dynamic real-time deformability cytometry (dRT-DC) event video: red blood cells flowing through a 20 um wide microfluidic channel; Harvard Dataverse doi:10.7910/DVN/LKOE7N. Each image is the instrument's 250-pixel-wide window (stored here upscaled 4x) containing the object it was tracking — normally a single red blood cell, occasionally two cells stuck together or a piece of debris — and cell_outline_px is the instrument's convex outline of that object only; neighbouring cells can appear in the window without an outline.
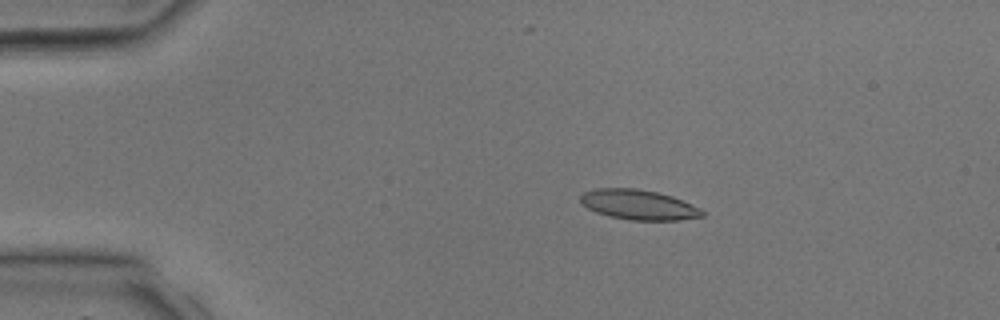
{"species": "common noctule bat (a hibernating species)", "species_latin": "Nyctalus noctula", "temperature_condition": "room temperature", "stored_images_in_passage": 4, "camera_frame_rate_fps": 3000, "um_per_image_px": 0.085, "animal": {"sex": "male", "body_mass_g": 17.9, "forearm_length_mm": 54.2}, "frame": {"image": 1, "passage_image": 2, "time_ms": 1.333, "image_size_px": [1000, 320], "cell_outline_px": [[704, 216], [680, 220], [628, 220], [596, 212], [588, 208], [580, 200], [580, 196], [584, 192], [596, 188], [636, 188], [656, 192], [672, 196], [692, 204], [700, 208], [704, 212]], "centroid_in_image_um": [54.3, 17.4], "position_along_channel_um": 30.7, "area_um2": 21.15}}